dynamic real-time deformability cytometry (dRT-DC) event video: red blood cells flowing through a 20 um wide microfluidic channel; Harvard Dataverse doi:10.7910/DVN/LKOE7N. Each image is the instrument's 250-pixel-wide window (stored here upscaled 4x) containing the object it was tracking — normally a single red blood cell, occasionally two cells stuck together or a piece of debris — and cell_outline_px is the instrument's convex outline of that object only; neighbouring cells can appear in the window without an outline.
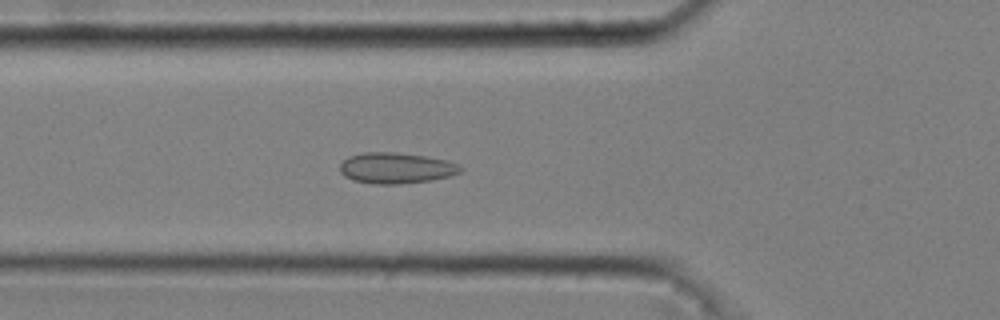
{"species": "common noctule bat (a hibernating species)", "species_latin": "Nyctalus noctula", "temperature_condition": "cold", "stored_images_in_passage": 48, "camera_frame_rate_fps": 3000, "um_per_image_px": 0.085, "animal": {"sex": "male", "body_mass_g": 20.4}, "frame": {"image": 1, "passage_image": 18, "time_ms": 5.667, "image_size_px": [1000, 320], "cell_outline_px": [[464, 168], [460, 172], [448, 176], [432, 180], [396, 184], [376, 184], [352, 180], [344, 176], [340, 172], [340, 164], [348, 156], [364, 152], [396, 152], [424, 156], [448, 160]], "centroid_in_image_um": [33.64, 14.28], "position_along_channel_um": 92.2, "area_um2": 21.68}}
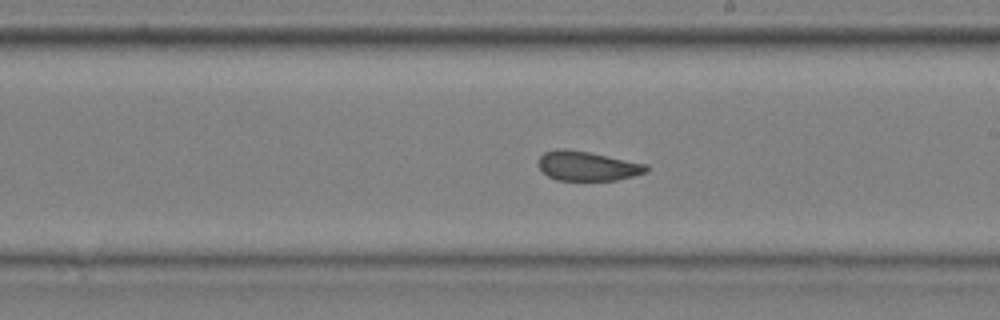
{"frame": {"image": 2, "passage_image": 30, "time_ms": 9.667, "image_size_px": [1000, 320], "cell_outline_px": [[648, 172], [616, 180], [556, 180], [548, 176], [540, 168], [540, 156], [544, 152], [556, 148], [568, 148], [648, 164]], "centroid_in_image_um": [49.93, 14.1], "position_along_channel_um": 239.1, "area_um2": 18.5}}
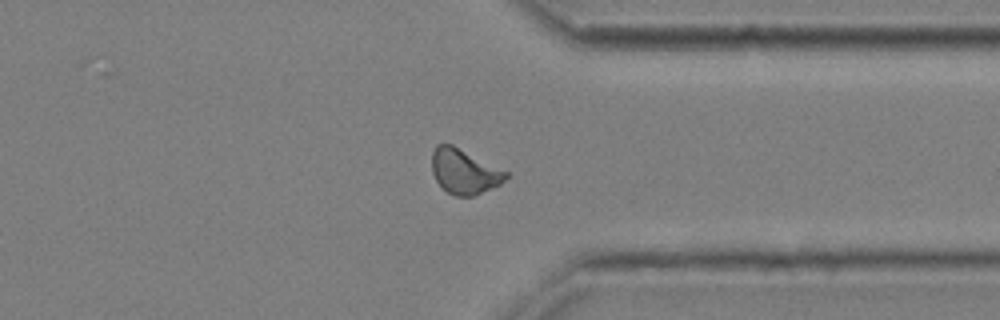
{"frame": {"image": 3, "passage_image": 41, "time_ms": 13.333, "image_size_px": [1000, 320], "cell_outline_px": [[508, 176], [500, 184], [472, 196], [456, 196], [448, 192], [436, 180], [432, 172], [432, 152], [436, 144], [452, 144], [508, 172]], "centroid_in_image_um": [39.44, 14.56], "position_along_channel_um": 372.0, "area_um2": 19.07}, "authors_computed_cell_mechanics": {"area_um2": 19.3919, "velocity_mm_per_s": 3.6723, "shape_relaxation_time_tau1_ms": null, "shape_relaxation_time_tau2_ms": 1.7873, "deformation_change_tau1": null, "deformation_change_tau2": 0.0545}}